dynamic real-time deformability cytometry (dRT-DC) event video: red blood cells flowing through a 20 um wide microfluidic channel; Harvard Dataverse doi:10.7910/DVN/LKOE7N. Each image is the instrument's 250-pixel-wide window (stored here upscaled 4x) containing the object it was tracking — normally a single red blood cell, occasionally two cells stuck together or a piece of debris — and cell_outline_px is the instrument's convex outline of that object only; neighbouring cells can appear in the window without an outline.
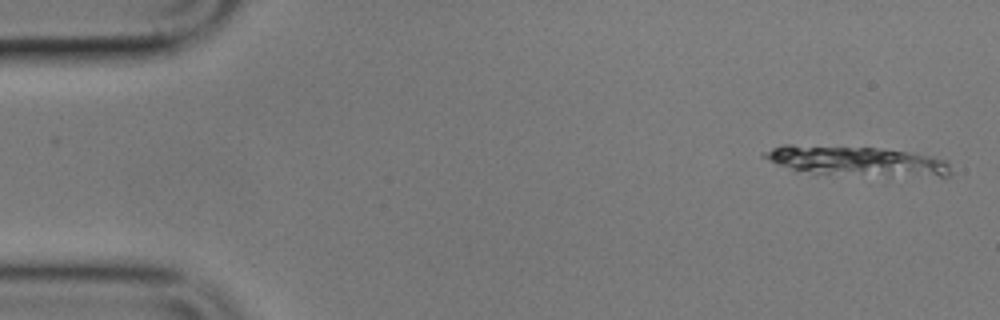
{"species": "common noctule bat (a hibernating species)", "species_latin": "Nyctalus noctula", "temperature_condition": "cold", "stored_images_in_passage": 6, "camera_frame_rate_fps": 3000, "um_per_image_px": 0.085, "animal": {"sex": "male", "body_mass_g": 17.9}, "frame": {"image": 1, "passage_image": 1, "time_ms": 0.0, "image_size_px": [1000, 320], "cell_outline_px": [[952, 172], [948, 176], [888, 176], [796, 172], [776, 164], [760, 156], [764, 152], [772, 148], [784, 144], [792, 144], [872, 148], [904, 152], [932, 156], [948, 160]], "centroid_in_image_um": [72.74, 13.7], "position_along_channel_um": 12.3, "area_um2": 32.37}}
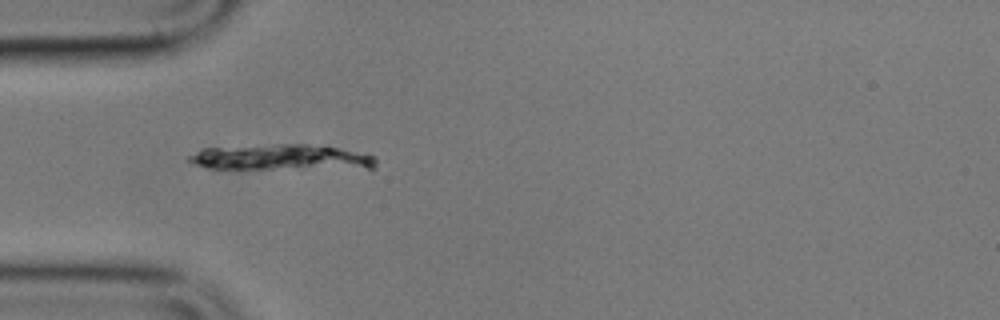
{"frame": {"image": 2, "passage_image": 5, "time_ms": 4.667, "image_size_px": [1000, 320], "cell_outline_px": [[376, 168], [372, 172], [208, 168], [196, 164], [188, 160], [188, 156], [204, 148], [272, 144], [324, 144], [376, 156]], "centroid_in_image_um": [24.24, 13.44], "position_along_channel_um": 60.8, "area_um2": 30.35}}
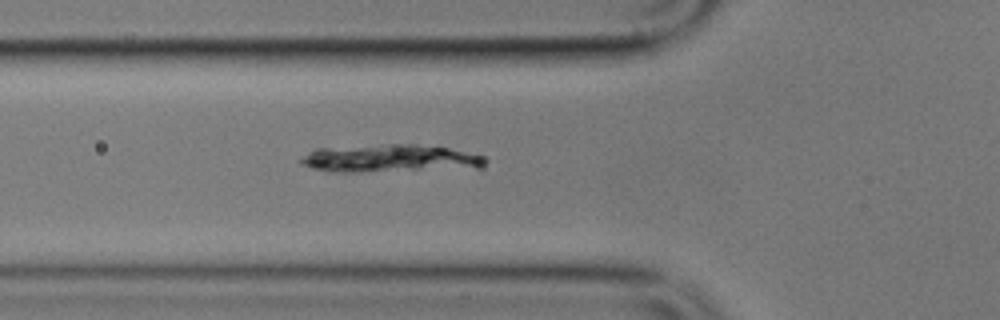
{"frame": {"image": 3, "passage_image": 6, "time_ms": 5.667, "image_size_px": [1000, 320], "cell_outline_px": [[488, 160], [484, 168], [360, 172], [328, 172], [312, 168], [296, 160], [308, 152], [316, 148], [388, 144], [416, 144], [448, 148], [484, 156]], "centroid_in_image_um": [33.16, 13.48], "position_along_channel_um": 92.6, "area_um2": 30.29}}